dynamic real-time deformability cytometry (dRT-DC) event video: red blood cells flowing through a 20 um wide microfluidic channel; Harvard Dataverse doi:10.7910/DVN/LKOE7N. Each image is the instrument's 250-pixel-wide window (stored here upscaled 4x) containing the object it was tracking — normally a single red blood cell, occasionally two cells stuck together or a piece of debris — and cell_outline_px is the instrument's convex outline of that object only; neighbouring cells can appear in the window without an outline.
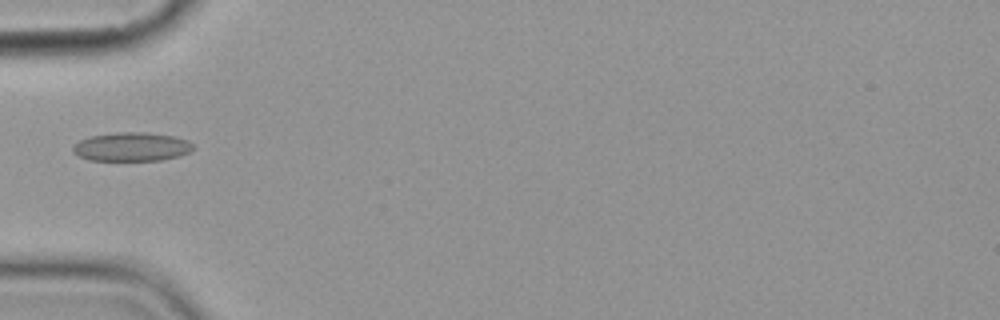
{"species": "common noctule bat (a hibernating species)", "species_latin": "Nyctalus noctula", "temperature_condition": "cold", "stored_images_in_passage": 6, "camera_frame_rate_fps": 3000, "um_per_image_px": 0.085, "animal": {"sex": "female", "body_mass_g": 19.9}, "frame": {"image": 1, "passage_image": 6, "time_ms": 5.667, "image_size_px": [1000, 320], "cell_outline_px": [[196, 148], [180, 156], [160, 160], [88, 160], [72, 152], [72, 148], [80, 140], [92, 136], [116, 132], [148, 132], [176, 136], [188, 140]], "centroid_in_image_um": [11.23, 12.47], "position_along_channel_um": 73.8, "area_um2": 20.23}}